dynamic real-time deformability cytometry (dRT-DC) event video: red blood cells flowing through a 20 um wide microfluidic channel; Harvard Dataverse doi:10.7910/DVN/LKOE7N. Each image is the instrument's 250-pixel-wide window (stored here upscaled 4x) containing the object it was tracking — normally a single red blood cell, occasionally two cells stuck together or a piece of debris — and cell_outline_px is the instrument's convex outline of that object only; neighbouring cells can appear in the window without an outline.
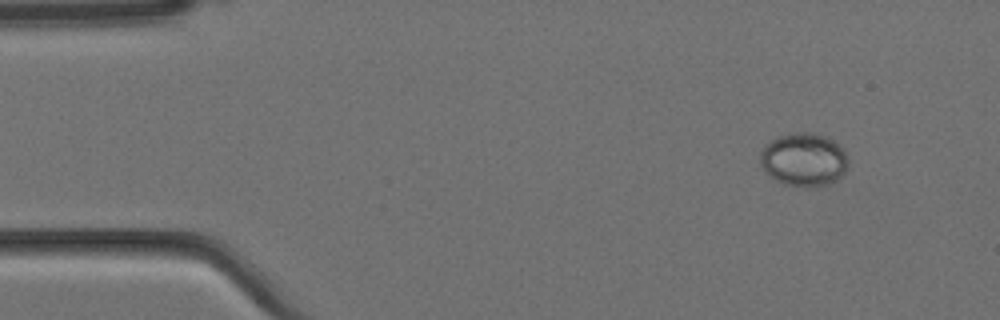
{"species": "Egyptian fruit bat (a non-hibernating species)", "species_latin": "Rousettus aegyptiacus", "temperature_condition": "cold", "stored_images_in_passage": 4, "camera_frame_rate_fps": 3000, "um_per_image_px": 0.085, "animal": {"sex": "female"}, "frame": {"image": 1, "passage_image": 1, "time_ms": 0.0, "image_size_px": [1000, 320], "cell_outline_px": [[848, 168], [836, 180], [828, 184], [816, 188], [804, 188], [784, 184], [776, 180], [764, 172], [760, 164], [760, 152], [764, 144], [780, 136], [796, 132], [808, 132], [824, 136], [832, 140], [844, 148], [848, 160]], "centroid_in_image_um": [68.32, 13.59], "position_along_channel_um": 16.7, "area_um2": 27.74}}